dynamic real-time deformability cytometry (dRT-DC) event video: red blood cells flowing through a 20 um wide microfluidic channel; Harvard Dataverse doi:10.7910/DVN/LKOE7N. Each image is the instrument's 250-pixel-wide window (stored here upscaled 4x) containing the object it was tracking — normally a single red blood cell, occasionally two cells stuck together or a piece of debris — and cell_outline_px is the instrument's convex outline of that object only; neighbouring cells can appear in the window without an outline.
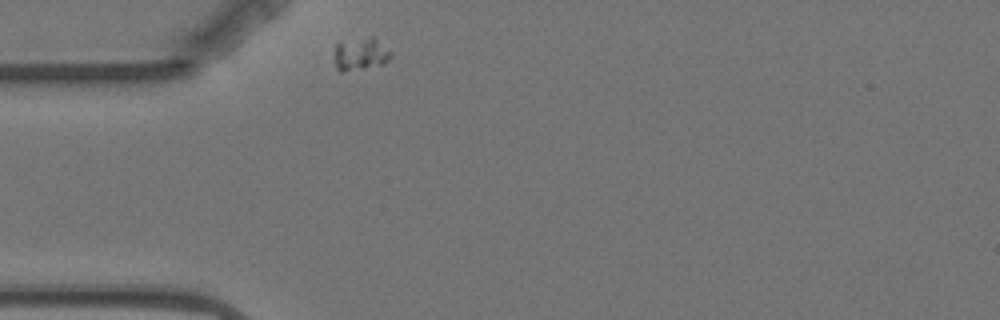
{"species": "Egyptian fruit bat (a non-hibernating species)", "species_latin": "Rousettus aegyptiacus", "temperature_condition": "warm", "stored_images_in_passage": 1, "camera_frame_rate_fps": 3000, "um_per_image_px": 0.085, "animal": {"sex": "female"}, "frame": {"image": 1, "passage_image": 1, "time_ms": 0.0, "image_size_px": [1000, 320], "cell_outline_px": [[392, 52], [388, 60], [384, 64], [344, 72], [340, 72], [336, 68], [336, 40], [368, 36], [372, 36]], "centroid_in_image_um": [30.62, 4.55], "position_along_channel_um": 54.4, "area_um2": 10.98}}